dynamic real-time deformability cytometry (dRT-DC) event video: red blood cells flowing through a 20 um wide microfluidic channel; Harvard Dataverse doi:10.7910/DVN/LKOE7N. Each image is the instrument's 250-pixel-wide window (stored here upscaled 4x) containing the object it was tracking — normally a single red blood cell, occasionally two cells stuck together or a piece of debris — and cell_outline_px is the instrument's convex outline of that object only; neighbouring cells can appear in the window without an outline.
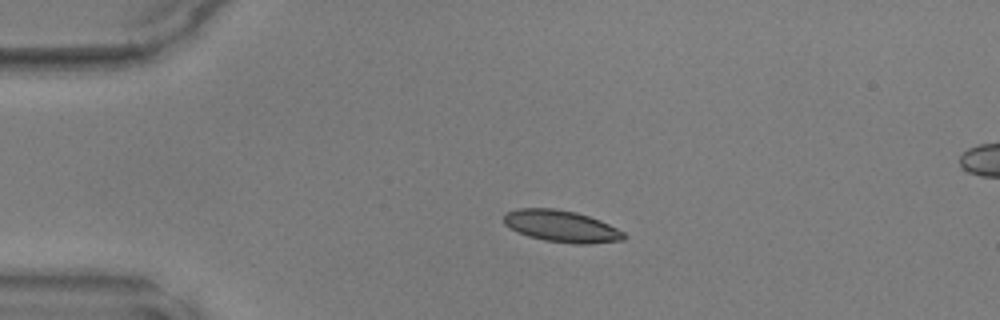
{"species": "common noctule bat (a hibernating species)", "species_latin": "Nyctalus noctula", "temperature_condition": "warm", "stored_images_in_passage": 38, "camera_frame_rate_fps": 3000, "um_per_image_px": 0.085, "animal": {"sex": "male", "body_mass_g": 17.9, "forearm_length_mm": 54.2}, "frame": {"image": 1, "passage_image": 1, "time_ms": 0.0, "image_size_px": [1000, 320], "cell_outline_px": [[628, 236], [624, 240], [588, 244], [572, 244], [544, 240], [528, 236], [504, 224], [504, 212], [516, 208], [556, 208], [576, 212], [600, 220], [624, 232]], "centroid_in_image_um": [47.73, 19.22], "position_along_channel_um": 37.3, "area_um2": 22.31}}
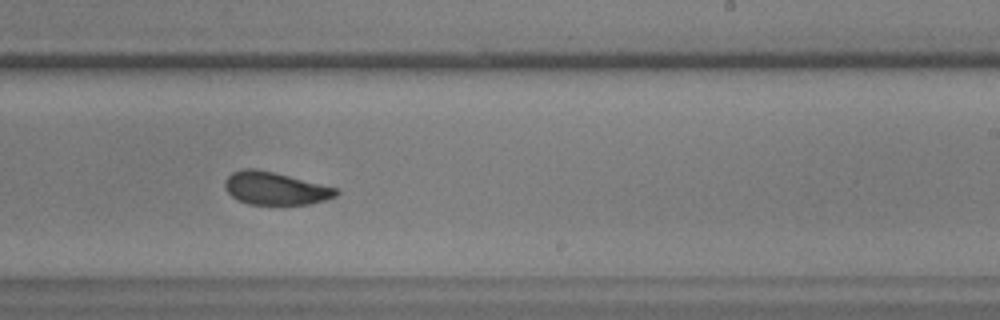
{"frame": {"image": 2, "passage_image": 20, "time_ms": 6.333, "image_size_px": [1000, 320], "cell_outline_px": [[340, 192], [336, 196], [324, 200], [308, 204], [248, 204], [236, 200], [224, 188], [224, 180], [232, 172], [244, 168], [256, 168], [336, 188]], "centroid_in_image_um": [23.34, 16.01], "position_along_channel_um": 265.7, "area_um2": 21.04}}
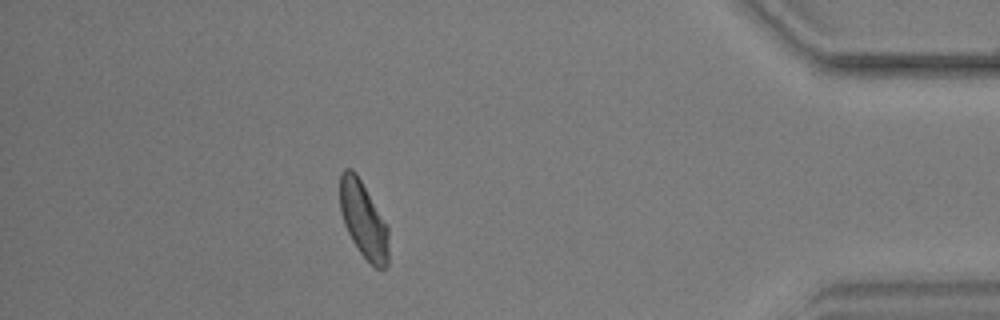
{"frame": {"image": 3, "passage_image": 33, "time_ms": 10.667, "image_size_px": [1000, 320], "cell_outline_px": [[388, 268], [376, 268], [356, 248], [344, 224], [340, 212], [340, 172], [344, 168], [352, 168], [356, 172], [388, 224]], "centroid_in_image_um": [30.9, 18.65], "position_along_channel_um": 404.3, "area_um2": 21.96}}